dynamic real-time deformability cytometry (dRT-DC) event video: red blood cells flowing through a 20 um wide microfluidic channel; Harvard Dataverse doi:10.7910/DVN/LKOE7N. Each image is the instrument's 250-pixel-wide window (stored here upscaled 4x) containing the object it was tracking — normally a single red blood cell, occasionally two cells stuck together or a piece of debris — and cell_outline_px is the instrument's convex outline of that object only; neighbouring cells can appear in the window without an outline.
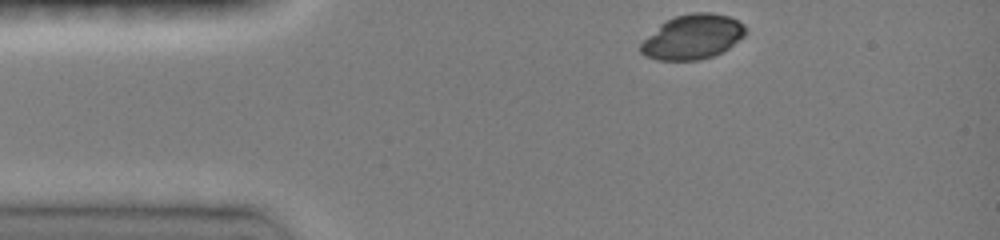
{"species": "common noctule bat (a hibernating species)", "species_latin": "Nyctalus noctula", "temperature_condition": "room temperature", "stored_images_in_passage": 20, "camera_frame_rate_fps": 3000, "um_per_image_px": 0.085, "animal": {"sex": "female", "body_mass_g": 19.0, "forearm_length_mm": 51.5}, "frame": {"image": 1, "passage_image": 1, "time_ms": 0.0, "image_size_px": [1000, 240], "cell_outline_px": [[748, 32], [744, 36], [728, 48], [712, 56], [700, 60], [656, 60], [644, 56], [640, 52], [640, 44], [660, 24], [676, 16], [692, 12], [712, 12], [728, 16], [744, 24]], "centroid_in_image_um": [58.87, 3.14], "position_along_channel_um": 26.1, "area_um2": 27.22}}
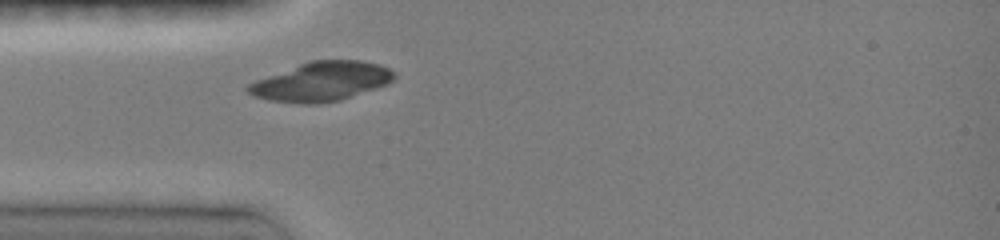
{"frame": {"image": 2, "passage_image": 6, "time_ms": 2.0, "image_size_px": [1000, 240], "cell_outline_px": [[396, 76], [388, 84], [340, 100], [316, 104], [300, 104], [268, 100], [252, 96], [244, 88], [248, 84], [256, 80], [308, 60], [360, 60], [380, 64], [396, 72]], "centroid_in_image_um": [27.3, 6.93], "position_along_channel_um": 57.7, "area_um2": 33.58}}